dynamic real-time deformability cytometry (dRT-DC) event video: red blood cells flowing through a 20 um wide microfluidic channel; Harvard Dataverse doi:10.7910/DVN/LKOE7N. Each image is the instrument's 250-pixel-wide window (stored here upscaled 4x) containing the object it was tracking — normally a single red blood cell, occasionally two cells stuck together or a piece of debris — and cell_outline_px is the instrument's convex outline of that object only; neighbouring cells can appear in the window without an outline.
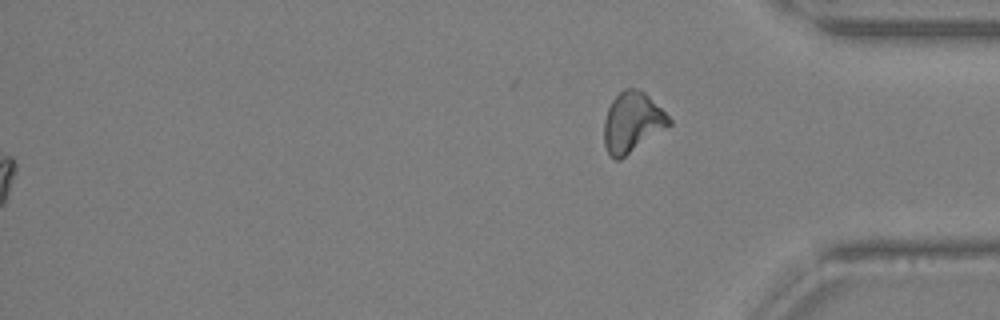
{"species": "Egyptian fruit bat (a non-hibernating species)", "species_latin": "Rousettus aegyptiacus", "temperature_condition": "warm", "stored_images_in_passage": 31, "segment_of_instrument_passage": [2, 2], "camera_frame_rate_fps": 3000, "um_per_image_px": 0.085, "animal": {"sex": "female"}, "frame": {"image": 1, "passage_image": 31, "time_ms": 10.0, "image_size_px": [1000, 320], "cell_outline_px": [[672, 124], [620, 160], [616, 160], [608, 152], [604, 144], [604, 120], [608, 108], [612, 100], [624, 88], [640, 88], [672, 120]], "centroid_in_image_um": [53.73, 10.39], "position_along_channel_um": 381.5, "area_um2": 22.6}}